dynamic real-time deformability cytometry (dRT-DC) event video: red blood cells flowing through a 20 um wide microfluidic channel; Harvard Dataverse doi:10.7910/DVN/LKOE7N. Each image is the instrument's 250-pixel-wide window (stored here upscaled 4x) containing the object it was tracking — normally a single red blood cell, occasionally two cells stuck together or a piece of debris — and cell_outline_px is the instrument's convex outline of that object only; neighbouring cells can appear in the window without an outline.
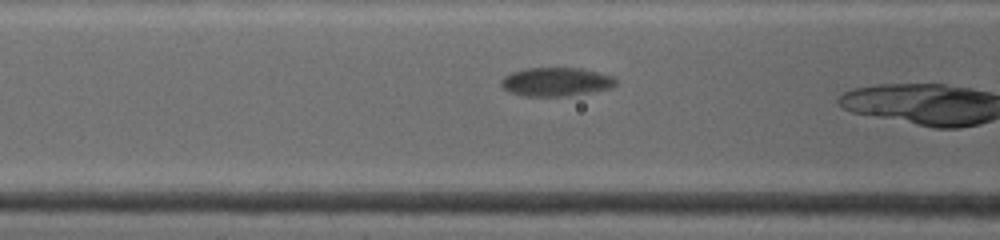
{"species": "common noctule bat (a hibernating species)", "species_latin": "Nyctalus noctula", "temperature_condition": "warm", "stored_images_in_passage": 29, "camera_frame_rate_fps": 4500, "um_per_image_px": 0.085, "animal": {"sex": "female", "body_mass_g": 19.0, "forearm_length_mm": 53.3}, "frame": {"image": 1, "passage_image": 18, "time_ms": 2.889, "image_size_px": [1000, 240], "cell_outline_px": [[616, 84], [608, 88], [568, 96], [524, 96], [508, 92], [500, 84], [500, 80], [504, 76], [512, 72], [524, 68], [580, 68], [612, 76], [616, 80]], "centroid_in_image_um": [47.19, 6.95], "position_along_channel_um": 119.4, "area_um2": 19.02}}
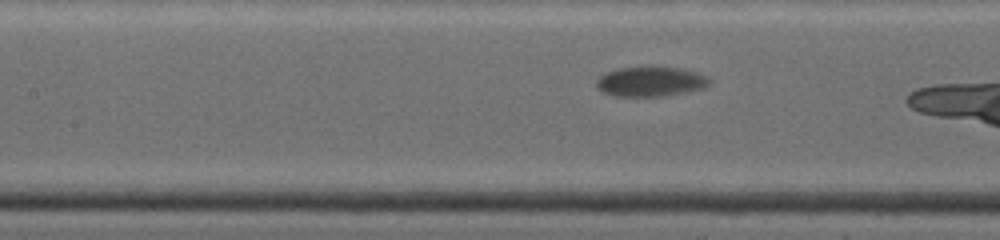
{"frame": {"image": 2, "passage_image": 22, "time_ms": 3.778, "image_size_px": [1000, 240], "cell_outline_px": [[708, 84], [700, 88], [684, 92], [660, 96], [612, 96], [596, 88], [596, 80], [604, 72], [616, 68], [648, 64], [680, 68], [700, 72], [708, 76]], "centroid_in_image_um": [55.23, 6.88], "position_along_channel_um": 152.2, "area_um2": 20.23}}
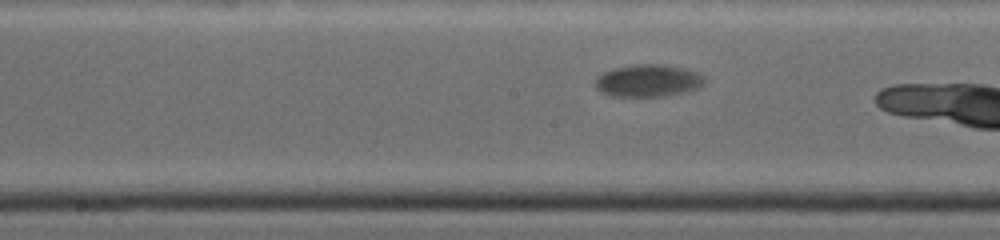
{"frame": {"image": 3, "passage_image": 26, "time_ms": 4.889, "image_size_px": [1000, 240], "cell_outline_px": [[704, 84], [696, 88], [668, 96], [612, 96], [600, 92], [596, 88], [596, 76], [612, 68], [636, 64], [664, 64], [684, 68], [696, 72], [704, 76]], "centroid_in_image_um": [55.06, 6.85], "position_along_channel_um": 193.1, "area_um2": 20.58}}